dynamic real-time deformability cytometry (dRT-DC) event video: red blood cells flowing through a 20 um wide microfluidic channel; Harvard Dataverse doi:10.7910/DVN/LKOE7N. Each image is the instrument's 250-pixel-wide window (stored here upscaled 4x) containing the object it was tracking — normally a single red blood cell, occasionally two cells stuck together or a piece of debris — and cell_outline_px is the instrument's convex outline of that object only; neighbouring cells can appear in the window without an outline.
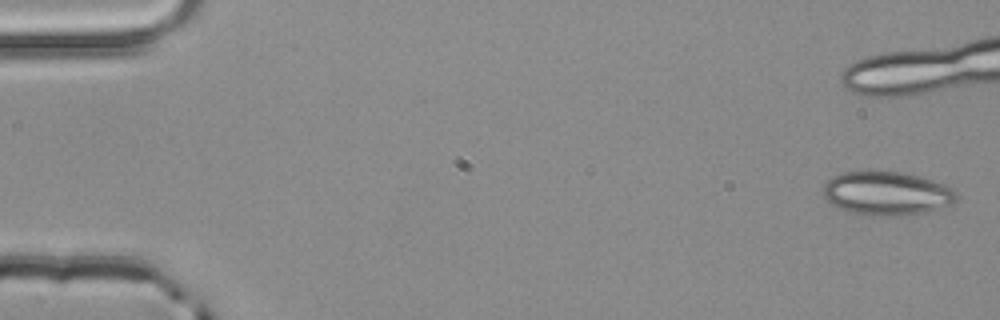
{"species": "common noctule bat (a hibernating species)", "species_latin": "Nyctalus noctula", "temperature_condition": "room temperature", "stored_images_in_passage": 43, "camera_frame_rate_fps": 3000, "um_per_image_px": 0.085, "animal": {"sex": "male", "body_mass_g": 20.4}, "frame": {"image": 1, "passage_image": 1, "time_ms": 0.0, "image_size_px": [1000, 320], "cell_outline_px": [[956, 200], [952, 204], [924, 212], [908, 216], [868, 216], [852, 212], [840, 208], [832, 204], [824, 196], [824, 184], [832, 176], [844, 172], [900, 172], [920, 176], [944, 184], [952, 188], [956, 192]], "centroid_in_image_um": [75.39, 16.45], "position_along_channel_um": 9.6, "area_um2": 33.81}}